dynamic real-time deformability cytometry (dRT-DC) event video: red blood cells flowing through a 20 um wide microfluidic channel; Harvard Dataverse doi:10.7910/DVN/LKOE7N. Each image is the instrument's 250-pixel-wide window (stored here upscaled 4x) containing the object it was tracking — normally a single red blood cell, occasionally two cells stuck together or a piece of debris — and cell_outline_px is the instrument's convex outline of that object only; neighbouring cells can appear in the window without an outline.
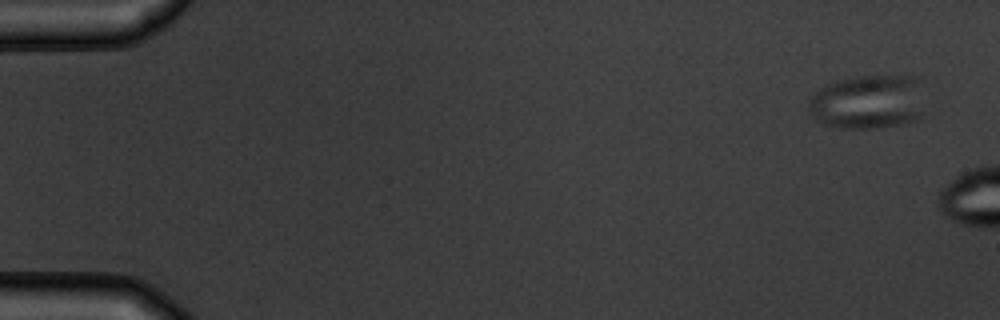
{"species": "common noctule bat (a hibernating species)", "species_latin": "Nyctalus noctula", "temperature_condition": "warm", "stored_images_in_passage": 2, "camera_frame_rate_fps": 3000, "um_per_image_px": 0.085, "animal": {"sex": "male", "body_mass_g": 19.5, "forearm_length_mm": 54.6}, "frame": {"image": 1, "passage_image": 1, "time_ms": 0.0, "image_size_px": [1000, 320], "cell_outline_px": [[920, 120], [904, 124], [868, 128], [840, 128], [824, 124], [816, 120], [808, 112], [808, 100], [824, 84], [836, 80], [856, 76], [916, 76], [920, 116]], "centroid_in_image_um": [73.66, 8.68], "position_along_channel_um": 11.3, "area_um2": 36.36}}